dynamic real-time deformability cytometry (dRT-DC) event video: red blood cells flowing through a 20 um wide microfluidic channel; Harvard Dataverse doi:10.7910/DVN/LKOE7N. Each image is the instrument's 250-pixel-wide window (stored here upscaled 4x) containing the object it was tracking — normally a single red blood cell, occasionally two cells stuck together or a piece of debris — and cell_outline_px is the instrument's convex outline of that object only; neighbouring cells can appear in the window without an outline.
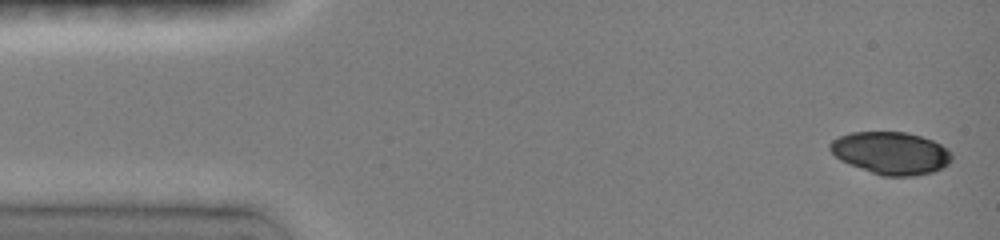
{"species": "common noctule bat (a hibernating species)", "species_latin": "Nyctalus noctula", "temperature_condition": "room temperature", "stored_images_in_passage": 10, "camera_frame_rate_fps": 3000, "um_per_image_px": 0.085, "animal": {"sex": "female", "body_mass_g": 19.0, "forearm_length_mm": 51.5}, "frame": {"image": 1, "passage_image": 1, "time_ms": 0.0, "image_size_px": [1000, 240], "cell_outline_px": [[952, 160], [948, 164], [932, 172], [912, 176], [880, 176], [848, 164], [840, 160], [828, 148], [828, 144], [832, 140], [840, 136], [852, 132], [904, 132], [920, 136], [932, 140], [948, 148], [952, 156]], "centroid_in_image_um": [75.71, 13.01], "position_along_channel_um": 9.3, "area_um2": 30.17}}
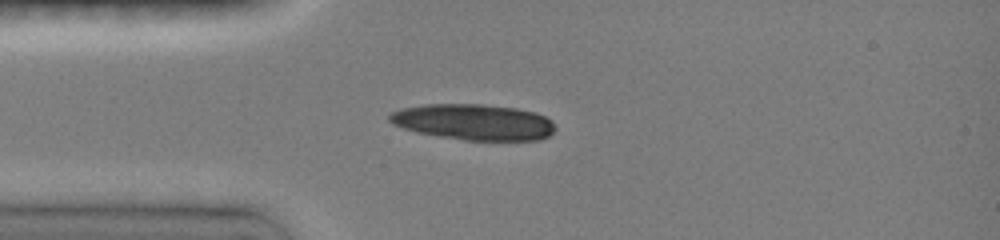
{"frame": {"image": 2, "passage_image": 4, "time_ms": 3.333, "image_size_px": [1000, 240], "cell_outline_px": [[556, 128], [548, 136], [540, 140], [464, 140], [416, 132], [392, 124], [388, 120], [388, 116], [392, 112], [400, 108], [424, 104], [480, 104], [516, 108], [532, 112], [544, 116], [552, 120]], "centroid_in_image_um": [40.24, 10.37], "position_along_channel_um": 44.8, "area_um2": 34.68}}